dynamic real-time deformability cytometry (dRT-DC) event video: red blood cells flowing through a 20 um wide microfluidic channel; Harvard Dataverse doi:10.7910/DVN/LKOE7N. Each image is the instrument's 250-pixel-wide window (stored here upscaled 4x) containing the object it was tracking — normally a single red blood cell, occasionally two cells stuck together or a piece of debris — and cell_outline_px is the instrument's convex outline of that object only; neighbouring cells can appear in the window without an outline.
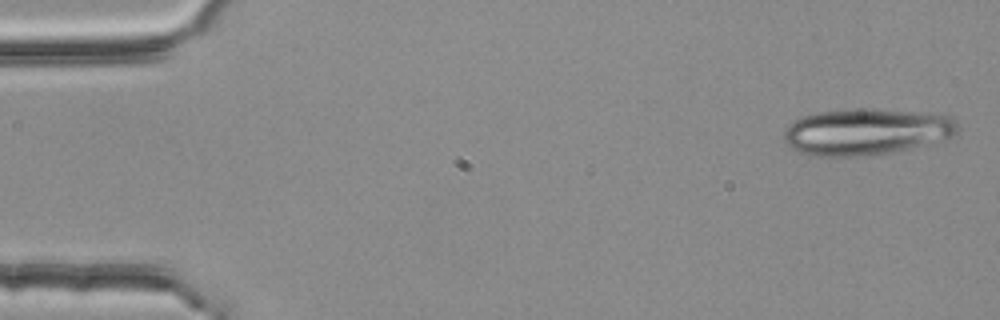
{"species": "common noctule bat (a hibernating species)", "species_latin": "Nyctalus noctula", "temperature_condition": "room temperature", "stored_images_in_passage": 5, "camera_frame_rate_fps": 3000, "um_per_image_px": 0.085, "animal": {"sex": "female", "body_mass_g": 25.1}, "frame": {"image": 1, "passage_image": 1, "time_ms": 0.0, "image_size_px": [1000, 320], "cell_outline_px": [[960, 128], [952, 136], [888, 152], [860, 156], [812, 156], [800, 152], [792, 148], [784, 140], [784, 132], [788, 124], [800, 116], [820, 112], [868, 108], [912, 112], [952, 116], [956, 120]], "centroid_in_image_um": [73.56, 11.18], "position_along_channel_um": 11.4, "area_um2": 46.18}}